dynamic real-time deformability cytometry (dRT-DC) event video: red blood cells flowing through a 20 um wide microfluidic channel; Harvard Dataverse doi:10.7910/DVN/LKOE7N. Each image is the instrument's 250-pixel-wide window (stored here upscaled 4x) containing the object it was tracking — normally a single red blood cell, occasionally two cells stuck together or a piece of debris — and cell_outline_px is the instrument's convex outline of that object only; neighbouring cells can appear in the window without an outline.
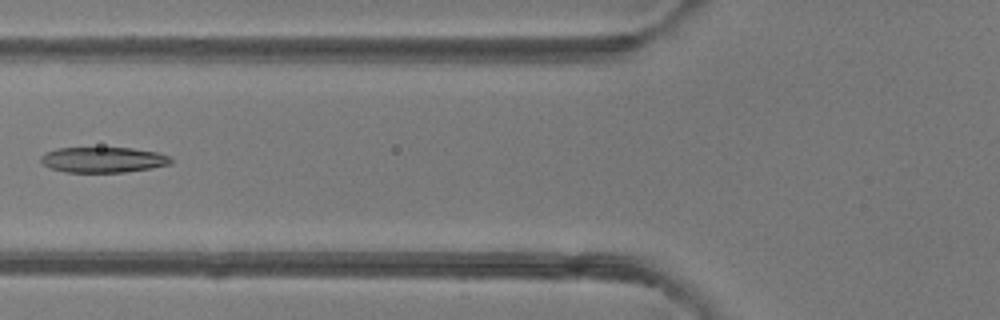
{"species": "common noctule bat (a hibernating species)", "species_latin": "Nyctalus noctula", "temperature_condition": "room temperature", "stored_images_in_passage": 6, "camera_frame_rate_fps": 3000, "um_per_image_px": 0.085, "animal": {"sex": "female"}, "frame": {"image": 1, "passage_image": 6, "time_ms": 6.0, "image_size_px": [1000, 320], "cell_outline_px": [[172, 164], [124, 172], [64, 172], [52, 168], [44, 164], [40, 160], [40, 156], [44, 152], [56, 148], [132, 148], [156, 152], [168, 156], [172, 160]], "centroid_in_image_um": [8.73, 13.57], "position_along_channel_um": 117.1, "area_um2": 19.19}}